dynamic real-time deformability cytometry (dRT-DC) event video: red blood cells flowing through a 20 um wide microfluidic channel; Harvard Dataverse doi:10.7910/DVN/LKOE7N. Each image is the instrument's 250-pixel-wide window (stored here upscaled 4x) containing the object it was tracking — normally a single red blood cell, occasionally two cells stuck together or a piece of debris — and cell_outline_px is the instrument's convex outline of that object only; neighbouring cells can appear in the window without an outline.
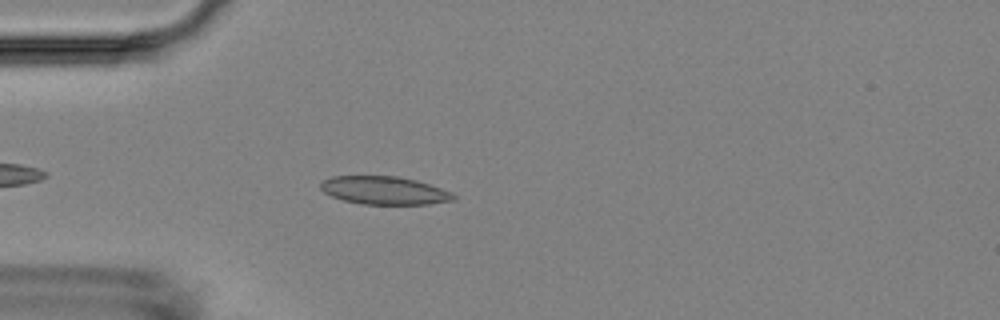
{"species": "Egyptian fruit bat (a non-hibernating species)", "species_latin": "Rousettus aegyptiacus", "temperature_condition": "room temperature", "stored_images_in_passage": 5, "camera_frame_rate_fps": 3000, "um_per_image_px": 0.085, "animal": {"sex": "female"}, "frame": {"image": 1, "passage_image": 5, "time_ms": 4.667, "image_size_px": [1000, 320], "cell_outline_px": [[456, 200], [428, 204], [360, 204], [344, 200], [332, 196], [324, 192], [320, 188], [320, 180], [332, 176], [396, 176], [416, 180], [452, 192], [456, 196]], "centroid_in_image_um": [32.65, 16.18], "position_along_channel_um": 52.4, "area_um2": 21.79}}